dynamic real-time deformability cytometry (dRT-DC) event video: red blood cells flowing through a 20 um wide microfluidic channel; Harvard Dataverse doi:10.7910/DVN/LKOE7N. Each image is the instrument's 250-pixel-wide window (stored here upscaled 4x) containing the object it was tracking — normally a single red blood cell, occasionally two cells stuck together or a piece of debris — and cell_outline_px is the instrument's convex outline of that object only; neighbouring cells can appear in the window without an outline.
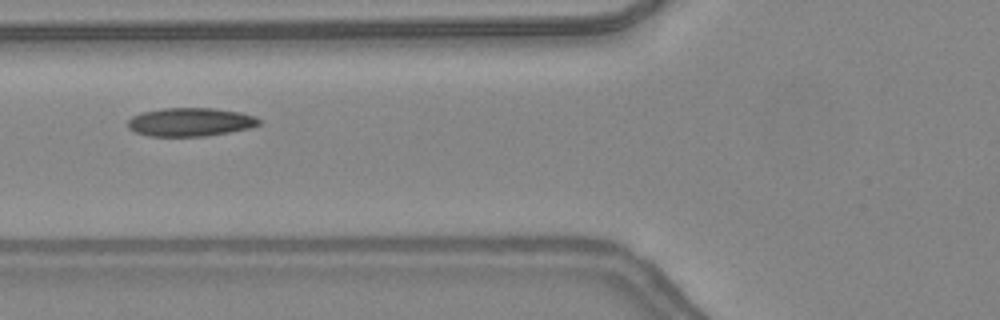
{"species": "common noctule bat (a hibernating species)", "species_latin": "Nyctalus noctula", "temperature_condition": "warm", "stored_images_in_passage": 44, "camera_frame_rate_fps": 3000, "um_per_image_px": 0.085, "animal": {"sex": "female", "body_mass_g": 24.6, "forearm_length_mm": 56.2}, "frame": {"image": 1, "passage_image": 15, "time_ms": 4.667, "image_size_px": [1000, 320], "cell_outline_px": [[260, 124], [248, 128], [208, 136], [148, 136], [136, 132], [128, 128], [128, 120], [132, 116], [144, 112], [160, 108], [212, 108], [240, 112], [256, 116], [260, 120]], "centroid_in_image_um": [16.17, 10.37], "position_along_channel_um": 109.6, "area_um2": 21.73}}
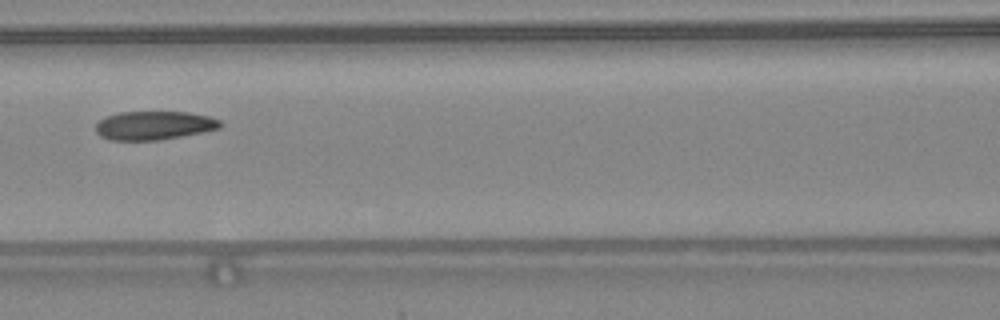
{"frame": {"image": 2, "passage_image": 18, "time_ms": 5.667, "image_size_px": [1000, 320], "cell_outline_px": [[224, 124], [220, 128], [204, 132], [160, 140], [108, 140], [100, 136], [96, 132], [96, 124], [100, 120], [108, 116], [120, 112], [188, 112], [208, 116], [220, 120]], "centroid_in_image_um": [13.12, 10.67], "position_along_channel_um": 153.5, "area_um2": 20.87}}
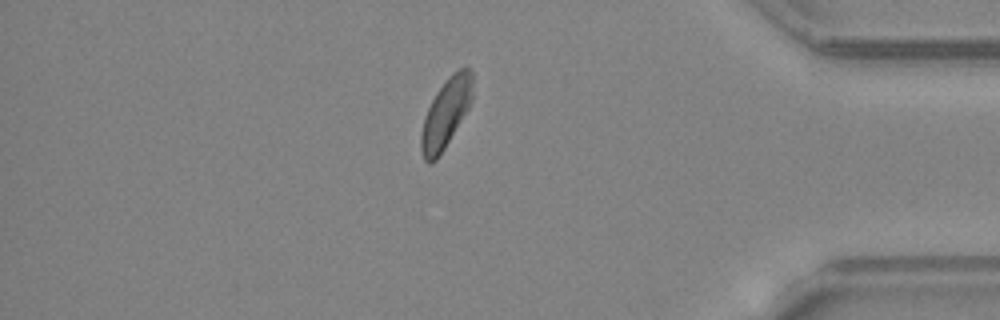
{"frame": {"image": 3, "passage_image": 37, "time_ms": 12.0, "image_size_px": [1000, 320], "cell_outline_px": [[472, 100], [468, 108], [440, 156], [432, 164], [428, 164], [424, 160], [420, 148], [420, 132], [424, 116], [436, 92], [448, 76], [452, 72], [460, 68], [468, 68], [472, 72]], "centroid_in_image_um": [37.86, 9.65], "position_along_channel_um": 397.3, "area_um2": 20.81}, "authors_computed_cell_mechanics": {"area_um2": 21.2415, "velocity_mm_per_s": 4.3466, "shape_relaxation_time_tau1_ms": 3.4312, "shape_relaxation_time_tau2_ms": null, "deformation_change_tau1": 0.1084, "deformation_change_tau2": null}}